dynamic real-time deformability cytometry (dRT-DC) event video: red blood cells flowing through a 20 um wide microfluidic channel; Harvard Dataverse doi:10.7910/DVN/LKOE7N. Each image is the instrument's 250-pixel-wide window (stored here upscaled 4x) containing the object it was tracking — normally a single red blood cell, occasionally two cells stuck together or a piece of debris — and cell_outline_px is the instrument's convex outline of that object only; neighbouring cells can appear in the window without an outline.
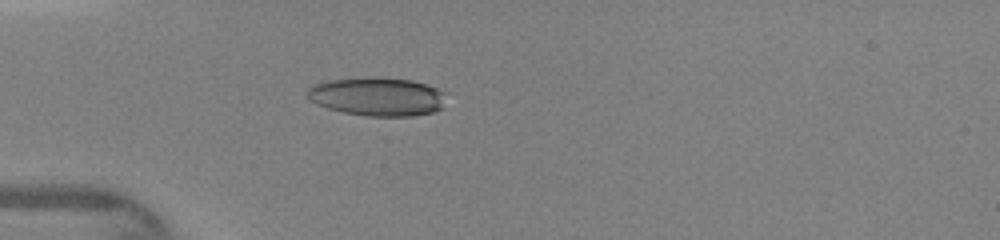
{"species": "human", "species_latin": "Homo sapiens", "temperature_condition": "warm", "stored_images_in_passage": 39, "camera_frame_rate_fps": 3000, "um_per_image_px": 0.085, "donor": {"sex": "female"}, "frame": {"image": 1, "passage_image": 7, "time_ms": 4.0, "image_size_px": [1000, 240], "cell_outline_px": [[444, 108], [432, 112], [412, 116], [368, 116], [344, 112], [328, 108], [316, 104], [308, 100], [304, 96], [304, 92], [312, 84], [320, 80], [412, 80], [436, 88], [444, 92]], "centroid_in_image_um": [32.01, 8.25], "position_along_channel_um": 53.0, "area_um2": 30.52}}
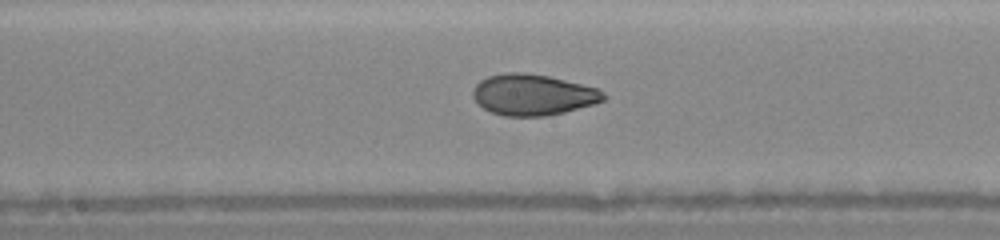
{"frame": {"image": 2, "passage_image": 18, "time_ms": 7.667, "image_size_px": [1000, 240], "cell_outline_px": [[608, 96], [604, 100], [596, 104], [564, 112], [544, 116], [504, 116], [492, 112], [484, 108], [472, 96], [472, 92], [476, 84], [480, 80], [488, 76], [504, 72], [524, 72], [548, 76], [600, 88]], "centroid_in_image_um": [45.34, 8.04], "position_along_channel_um": 202.9, "area_um2": 31.44}}
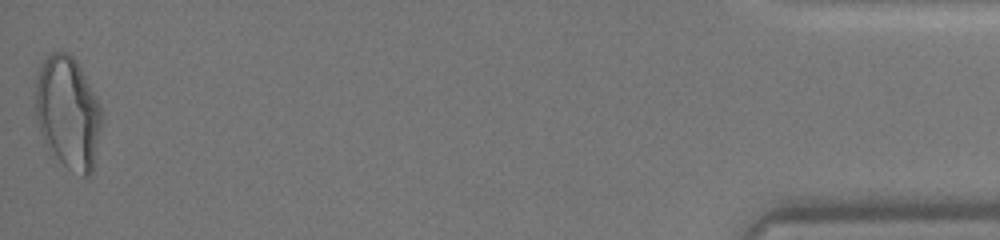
{"frame": {"image": 3, "passage_image": 39, "time_ms": 14.667, "image_size_px": [1000, 240], "cell_outline_px": [[104, 120], [92, 172], [88, 176], [84, 176], [68, 168], [56, 156], [44, 140], [40, 132], [36, 120], [36, 80], [40, 68], [44, 60], [52, 52], [60, 48], [68, 52], [80, 64], [100, 104], [104, 116]], "centroid_in_image_um": [5.82, 9.52], "position_along_channel_um": 429.4, "area_um2": 43.75}}